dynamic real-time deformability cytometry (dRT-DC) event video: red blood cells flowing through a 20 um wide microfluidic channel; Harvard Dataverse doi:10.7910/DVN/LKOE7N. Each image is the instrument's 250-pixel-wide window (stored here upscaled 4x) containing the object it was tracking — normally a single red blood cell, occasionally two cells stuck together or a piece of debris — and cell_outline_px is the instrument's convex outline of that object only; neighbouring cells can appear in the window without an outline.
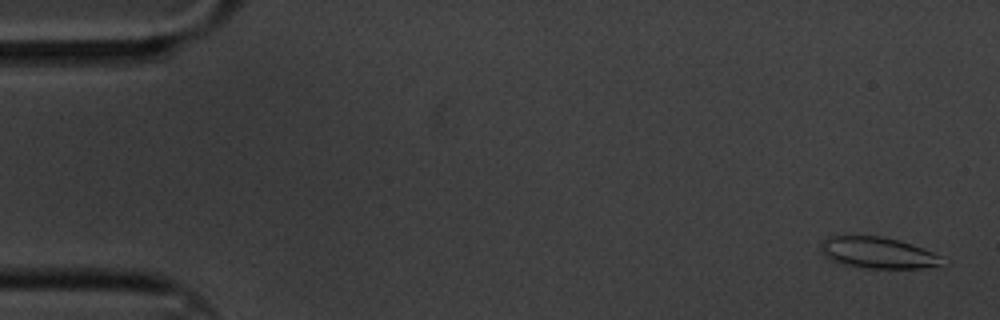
{"species": "common noctule bat (a hibernating species)", "species_latin": "Nyctalus noctula", "temperature_condition": "cold", "stored_images_in_passage": 6, "camera_frame_rate_fps": 3000, "um_per_image_px": 0.085, "animal": {"sex": "male", "body_mass_g": 20.1, "forearm_length_mm": 53.5}, "frame": {"image": 1, "passage_image": 1, "time_ms": 0.0, "image_size_px": [1000, 320], "cell_outline_px": [[940, 264], [936, 268], [868, 268], [844, 264], [828, 260], [824, 256], [820, 248], [820, 244], [828, 236], [880, 236], [900, 240], [912, 244], [932, 252], [940, 256]], "centroid_in_image_um": [74.58, 21.48], "position_along_channel_um": 10.4, "area_um2": 22.08}}